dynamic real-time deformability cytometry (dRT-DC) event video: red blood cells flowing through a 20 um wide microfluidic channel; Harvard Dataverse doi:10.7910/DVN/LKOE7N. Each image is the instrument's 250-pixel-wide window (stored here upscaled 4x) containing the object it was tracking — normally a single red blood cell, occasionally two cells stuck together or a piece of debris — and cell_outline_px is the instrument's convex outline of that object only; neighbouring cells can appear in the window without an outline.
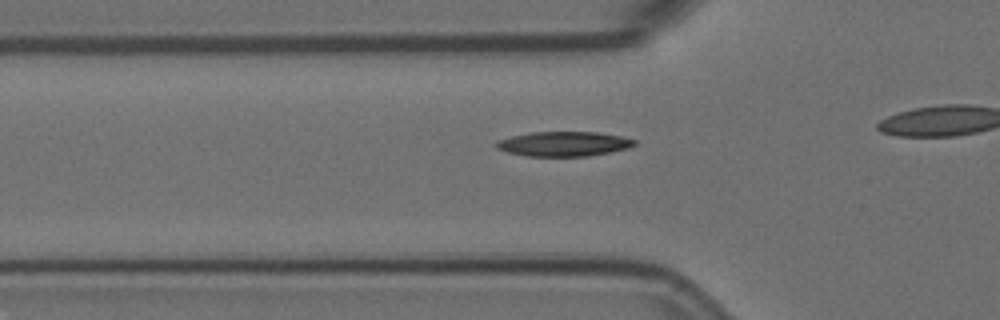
{"species": "Egyptian fruit bat (a non-hibernating species)", "species_latin": "Rousettus aegyptiacus", "temperature_condition": "room temperature", "stored_images_in_passage": 12, "camera_frame_rate_fps": 3000, "um_per_image_px": 0.085, "animal": {"sex": "female"}, "frame": {"image": 1, "passage_image": 10, "time_ms": 3.0, "image_size_px": [1000, 320], "cell_outline_px": [[636, 144], [628, 148], [588, 156], [528, 156], [508, 152], [496, 148], [492, 144], [496, 140], [512, 136], [532, 132], [596, 132], [620, 136], [636, 140]], "centroid_in_image_um": [47.87, 12.23], "position_along_channel_um": 77.9, "area_um2": 19.83}}